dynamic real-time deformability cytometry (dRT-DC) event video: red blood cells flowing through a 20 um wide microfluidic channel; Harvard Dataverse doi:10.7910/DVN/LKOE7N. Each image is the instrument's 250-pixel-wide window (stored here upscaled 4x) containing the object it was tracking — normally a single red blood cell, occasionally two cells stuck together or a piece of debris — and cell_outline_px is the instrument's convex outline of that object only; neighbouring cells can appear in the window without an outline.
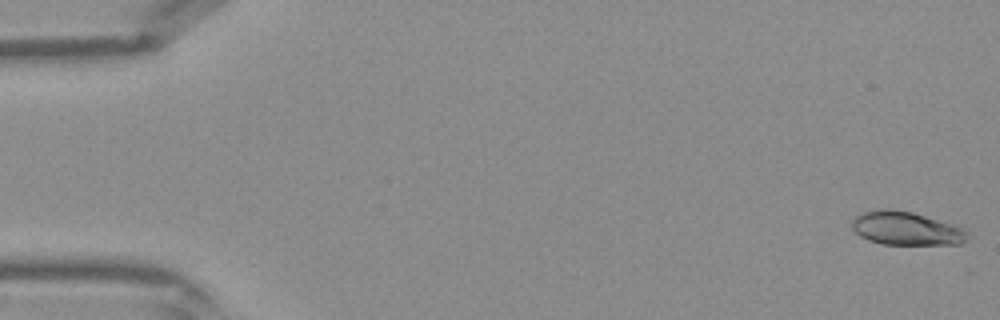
{"species": "Egyptian fruit bat (a non-hibernating species)", "species_latin": "Rousettus aegyptiacus", "temperature_condition": "warm", "stored_images_in_passage": 43, "camera_frame_rate_fps": 3000, "um_per_image_px": 0.085, "frame": {"image": 1, "passage_image": 1, "time_ms": 0.0, "image_size_px": [1000, 320], "cell_outline_px": [[968, 236], [960, 244], [884, 244], [868, 240], [860, 236], [852, 228], [852, 220], [856, 216], [864, 212], [880, 208], [892, 208], [912, 212], [960, 228], [968, 232]], "centroid_in_image_um": [76.95, 19.41], "position_along_channel_um": 8.1, "area_um2": 22.08}}
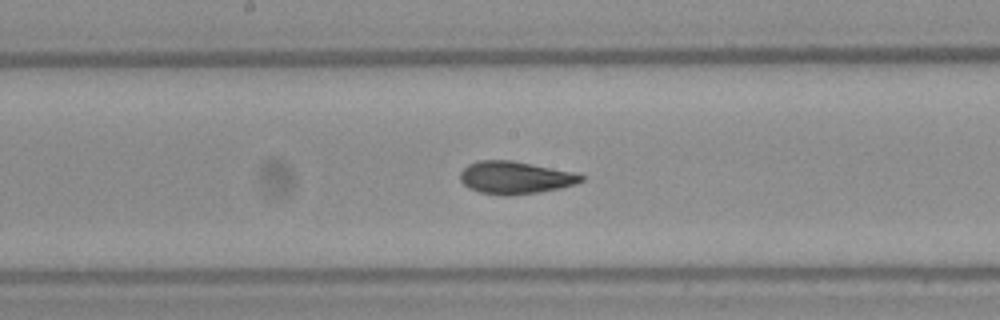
{"frame": {"image": 2, "passage_image": 22, "time_ms": 7.0, "image_size_px": [1000, 320], "cell_outline_px": [[584, 180], [576, 184], [560, 188], [540, 192], [504, 196], [480, 192], [468, 188], [460, 180], [460, 172], [468, 164], [480, 160], [512, 160], [572, 172], [584, 176]], "centroid_in_image_um": [43.77, 15.1], "position_along_channel_um": 204.4, "area_um2": 22.89}}
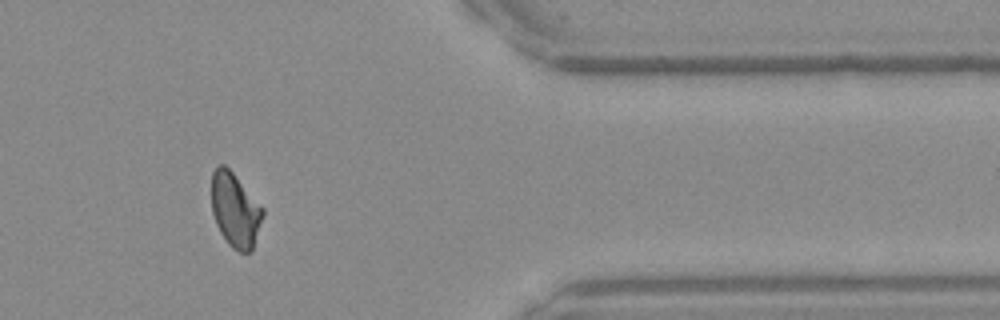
{"frame": {"image": 3, "passage_image": 35, "time_ms": 11.333, "image_size_px": [1000, 320], "cell_outline_px": [[264, 216], [252, 252], [240, 252], [232, 248], [228, 244], [220, 232], [216, 224], [212, 212], [212, 172], [220, 164], [224, 164], [232, 172], [264, 208]], "centroid_in_image_um": [20.01, 17.88], "position_along_channel_um": 391.4, "area_um2": 22.25}}